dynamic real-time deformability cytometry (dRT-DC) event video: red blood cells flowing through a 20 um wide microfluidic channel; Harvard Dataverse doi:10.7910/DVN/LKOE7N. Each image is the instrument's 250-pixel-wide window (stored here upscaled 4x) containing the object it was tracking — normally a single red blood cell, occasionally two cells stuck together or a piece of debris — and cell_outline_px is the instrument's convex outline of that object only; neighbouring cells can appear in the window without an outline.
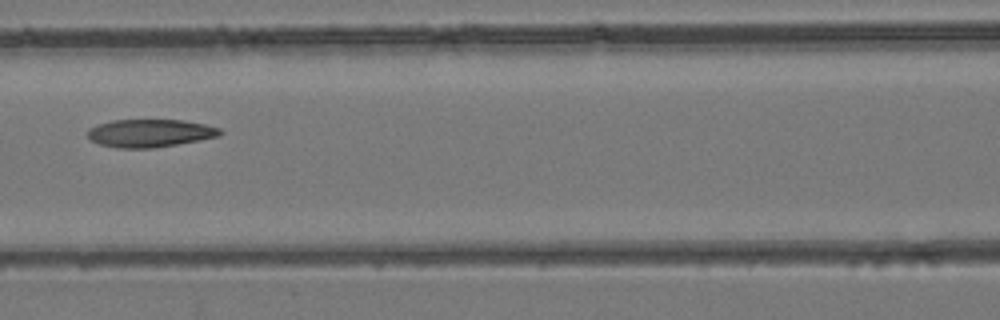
{"species": "common noctule bat (a hibernating species)", "species_latin": "Nyctalus noctula", "temperature_condition": "room temperature", "stored_images_in_passage": 9, "camera_frame_rate_fps": 3000, "um_per_image_px": 0.085, "animal": {"sex": "female", "body_mass_g": 24.6, "forearm_length_mm": 56.2}, "frame": {"image": 1, "passage_image": 8, "time_ms": 9.0, "image_size_px": [1000, 320], "cell_outline_px": [[224, 132], [220, 136], [176, 144], [152, 148], [116, 148], [100, 144], [92, 140], [88, 136], [88, 128], [112, 120], [184, 120], [204, 124], [220, 128]], "centroid_in_image_um": [12.77, 11.31], "position_along_channel_um": 153.8, "area_um2": 21.39}}
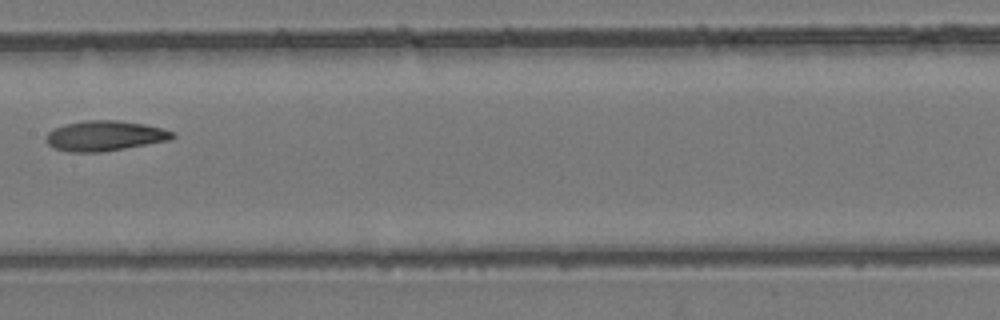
{"frame": {"image": 2, "passage_image": 9, "time_ms": 10.0, "image_size_px": [1000, 320], "cell_outline_px": [[176, 136], [172, 140], [100, 152], [68, 152], [52, 148], [44, 140], [48, 132], [64, 124], [84, 120], [120, 120], [144, 124], [164, 128], [176, 132]], "centroid_in_image_um": [8.93, 11.54], "position_along_channel_um": 198.5, "area_um2": 22.54}}